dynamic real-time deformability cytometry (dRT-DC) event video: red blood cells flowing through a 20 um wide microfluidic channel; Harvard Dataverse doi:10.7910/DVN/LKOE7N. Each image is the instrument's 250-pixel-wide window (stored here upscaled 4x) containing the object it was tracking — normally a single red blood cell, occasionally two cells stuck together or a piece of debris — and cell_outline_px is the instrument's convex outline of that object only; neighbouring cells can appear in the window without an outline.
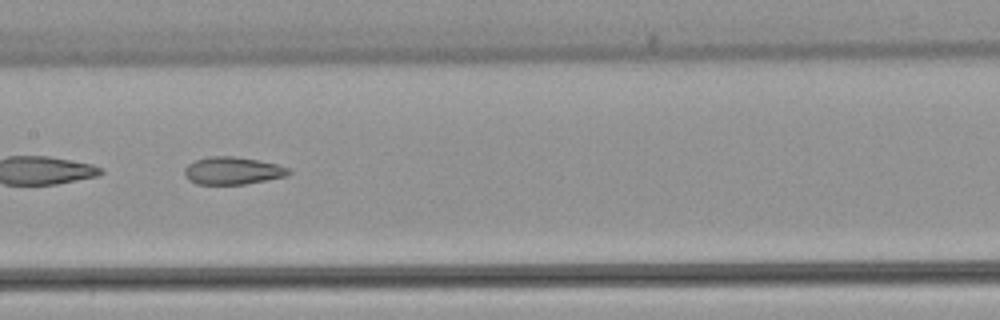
{"species": "common noctule bat (a hibernating species)", "species_latin": "Nyctalus noctula", "temperature_condition": "warm", "stored_images_in_passage": 34, "camera_frame_rate_fps": 3000, "um_per_image_px": 0.085, "animal": {"sex": "female", "body_mass_g": 22.7, "forearm_length_mm": 54.2}, "frame": {"image": 1, "passage_image": 10, "time_ms": 3.0, "image_size_px": [1000, 320], "cell_outline_px": [[292, 172], [288, 176], [244, 184], [196, 184], [188, 180], [184, 176], [184, 168], [188, 164], [196, 160], [208, 156], [232, 156], [256, 160], [276, 164], [288, 168]], "centroid_in_image_um": [19.74, 14.51], "position_along_channel_um": 187.7, "area_um2": 16.7}, "authors_computed_cell_mechanics": {"area_um2": 17.34, "velocity_mm_per_s": 3.9057, "shape_relaxation_time_tau1_ms": null, "shape_relaxation_time_tau2_ms": 2.9881, "deformation_change_tau1": null, "deformation_change_tau2": 0.1082}}